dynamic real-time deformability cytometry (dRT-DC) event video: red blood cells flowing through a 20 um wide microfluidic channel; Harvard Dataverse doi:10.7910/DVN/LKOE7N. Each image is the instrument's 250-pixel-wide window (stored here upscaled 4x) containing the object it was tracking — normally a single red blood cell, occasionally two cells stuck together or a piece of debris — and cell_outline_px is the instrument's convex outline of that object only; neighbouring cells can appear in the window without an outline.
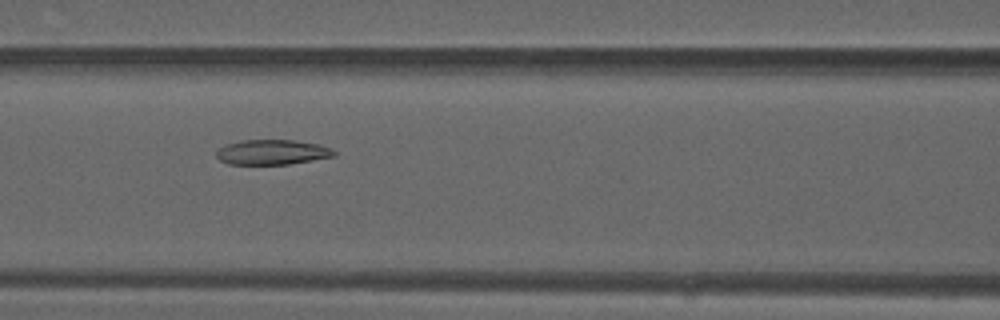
{"species": "common noctule bat (a hibernating species)", "species_latin": "Nyctalus noctula", "temperature_condition": "warm", "stored_images_in_passage": 18, "camera_frame_rate_fps": 3000, "um_per_image_px": 0.085, "animal": {"sex": "male", "forearm_length_mm": 52.5}, "frame": {"image": 1, "passage_image": 12, "time_ms": 3.667, "image_size_px": [1000, 320], "cell_outline_px": [[336, 156], [288, 164], [228, 164], [220, 160], [216, 156], [216, 152], [220, 148], [228, 144], [240, 140], [292, 140], [320, 144], [332, 148], [336, 152]], "centroid_in_image_um": [23.17, 12.93], "position_along_channel_um": 143.4, "area_um2": 17.11}}
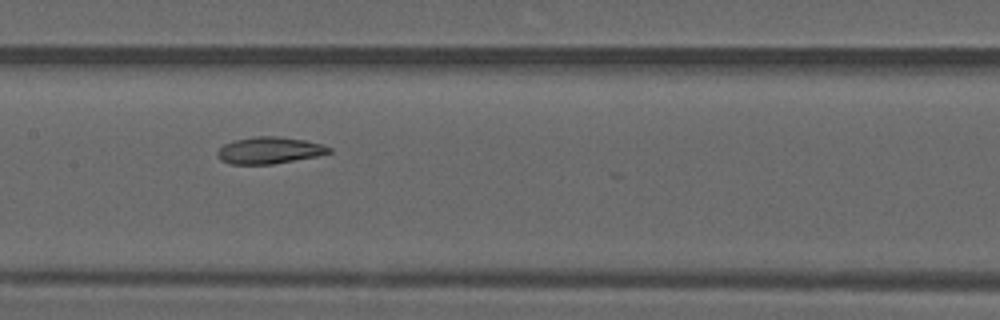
{"frame": {"image": 2, "passage_image": 15, "time_ms": 4.667, "image_size_px": [1000, 320], "cell_outline_px": [[332, 152], [316, 156], [272, 164], [232, 164], [220, 160], [216, 152], [224, 144], [232, 140], [252, 136], [276, 136], [304, 140], [324, 144], [332, 148]], "centroid_in_image_um": [22.89, 12.77], "position_along_channel_um": 184.5, "area_um2": 17.46}}